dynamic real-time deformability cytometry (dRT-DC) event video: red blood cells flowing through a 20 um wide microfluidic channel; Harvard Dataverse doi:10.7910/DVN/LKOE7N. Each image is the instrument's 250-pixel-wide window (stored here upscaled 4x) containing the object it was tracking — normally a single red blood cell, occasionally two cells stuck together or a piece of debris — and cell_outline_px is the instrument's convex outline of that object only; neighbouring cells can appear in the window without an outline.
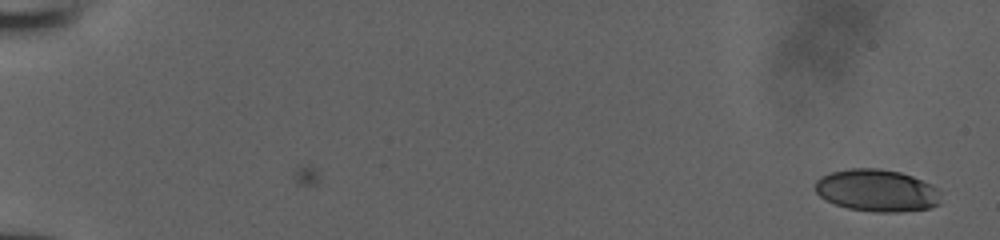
{"species": "human", "species_latin": "Homo sapiens", "temperature_condition": "room temperature", "stored_images_in_passage": 43, "camera_frame_rate_fps": 3000, "um_per_image_px": 0.085, "donor": {"sex": "male"}, "frame": {"image": 1, "passage_image": 1, "time_ms": 0.0, "image_size_px": [1000, 240], "cell_outline_px": [[944, 192], [940, 204], [928, 208], [900, 212], [876, 212], [848, 208], [836, 204], [820, 196], [816, 192], [816, 180], [820, 176], [832, 172], [848, 168], [880, 168], [900, 172], [912, 176], [932, 184]], "centroid_in_image_um": [74.6, 16.18], "position_along_channel_um": 10.4, "area_um2": 31.21}}
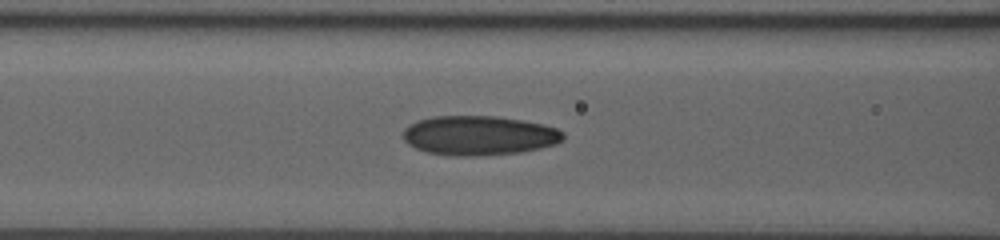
{"frame": {"image": 2, "passage_image": 24, "time_ms": 7.667, "image_size_px": [1000, 240], "cell_outline_px": [[564, 140], [556, 144], [540, 148], [520, 152], [476, 156], [452, 156], [428, 152], [416, 148], [408, 144], [404, 140], [404, 128], [408, 124], [416, 120], [432, 116], [496, 116], [524, 120], [544, 124], [556, 128], [564, 132]], "centroid_in_image_um": [40.72, 11.51], "position_along_channel_um": 125.9, "area_um2": 37.11}}
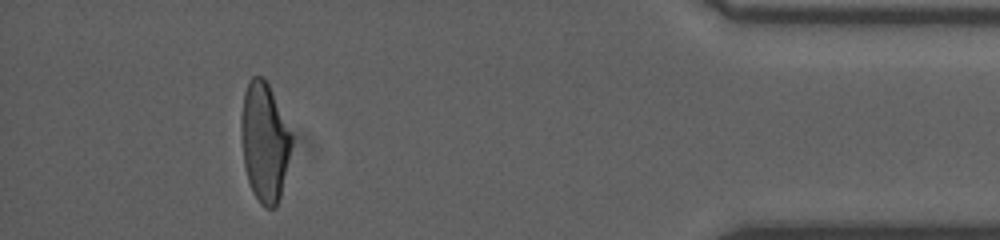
{"frame": {"image": 3, "passage_image": 42, "time_ms": 13.667, "image_size_px": [1000, 240], "cell_outline_px": [[292, 144], [280, 200], [276, 208], [264, 208], [260, 204], [252, 192], [248, 180], [244, 164], [240, 132], [240, 120], [244, 92], [248, 80], [252, 76], [264, 76], [272, 92], [292, 136]], "centroid_in_image_um": [22.46, 12.09], "position_along_channel_um": 412.7, "area_um2": 35.14}}